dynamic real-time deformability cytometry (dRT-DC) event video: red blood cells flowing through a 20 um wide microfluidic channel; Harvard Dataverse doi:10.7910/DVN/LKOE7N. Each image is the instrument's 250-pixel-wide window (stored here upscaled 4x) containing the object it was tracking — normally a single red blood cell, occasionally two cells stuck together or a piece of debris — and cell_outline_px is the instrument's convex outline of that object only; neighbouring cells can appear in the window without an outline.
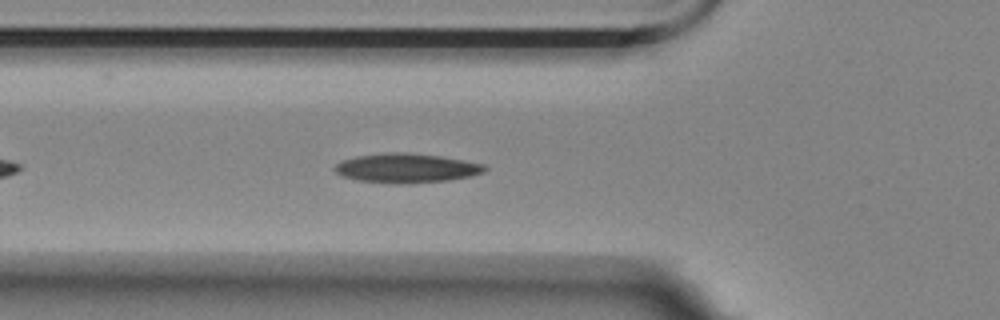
{"species": "Egyptian fruit bat (a non-hibernating species)", "species_latin": "Rousettus aegyptiacus", "temperature_condition": "room temperature", "stored_images_in_passage": 29, "camera_frame_rate_fps": 3000, "um_per_image_px": 0.085, "animal": {"sex": "female"}, "frame": {"image": 1, "passage_image": 8, "time_ms": 2.333, "image_size_px": [1000, 320], "cell_outline_px": [[488, 168], [484, 172], [468, 176], [448, 180], [412, 184], [396, 184], [356, 180], [344, 176], [336, 172], [332, 168], [336, 164], [344, 160], [356, 156], [388, 152], [404, 152], [440, 156], [464, 160], [484, 164]], "centroid_in_image_um": [34.54, 14.29], "position_along_channel_um": 91.3, "area_um2": 25.66}}
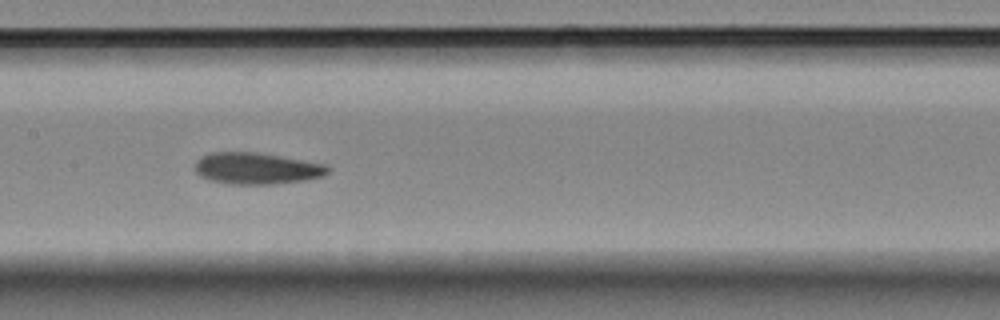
{"frame": {"image": 2, "passage_image": 16, "time_ms": 5.0, "image_size_px": [1000, 320], "cell_outline_px": [[332, 168], [324, 176], [308, 180], [272, 184], [228, 184], [208, 180], [200, 176], [196, 172], [196, 160], [208, 152], [256, 152], [328, 164]], "centroid_in_image_um": [21.85, 14.32], "position_along_channel_um": 185.6, "area_um2": 24.74}}
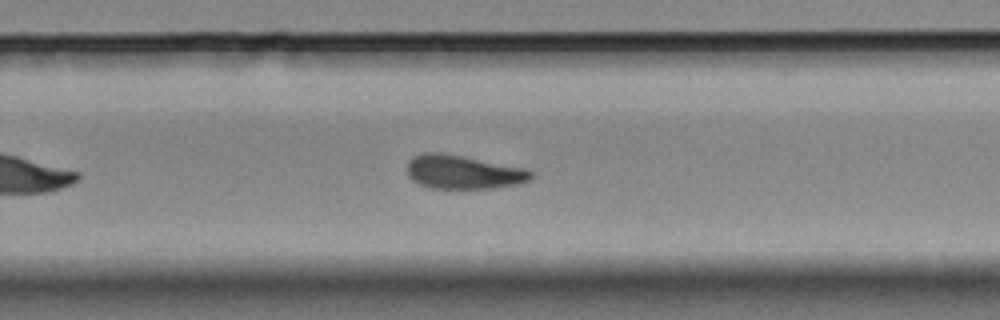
{"frame": {"image": 3, "passage_image": 25, "time_ms": 8.0, "image_size_px": [1000, 320], "cell_outline_px": [[536, 176], [532, 180], [520, 184], [496, 188], [432, 188], [420, 184], [412, 180], [408, 176], [408, 160], [412, 156], [424, 152], [440, 152], [528, 168]], "centroid_in_image_um": [39.44, 14.62], "position_along_channel_um": 290.4, "area_um2": 24.74}}